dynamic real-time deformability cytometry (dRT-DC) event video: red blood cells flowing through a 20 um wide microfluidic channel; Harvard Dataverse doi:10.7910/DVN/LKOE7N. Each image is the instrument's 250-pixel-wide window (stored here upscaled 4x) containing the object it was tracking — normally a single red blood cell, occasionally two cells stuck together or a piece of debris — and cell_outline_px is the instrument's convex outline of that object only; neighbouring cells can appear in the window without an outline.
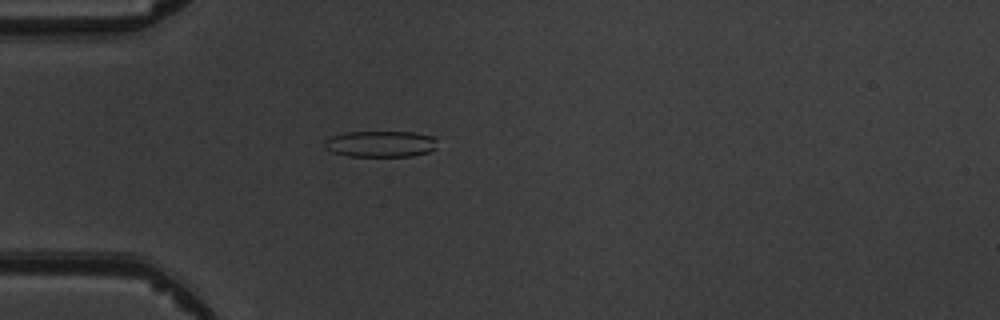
{"species": "common noctule bat (a hibernating species)", "species_latin": "Nyctalus noctula", "temperature_condition": "warm", "stored_images_in_passage": 4, "camera_frame_rate_fps": 3000, "um_per_image_px": 0.085, "animal": {"sex": "male", "body_mass_g": 19.5, "forearm_length_mm": 54.6}, "frame": {"image": 1, "passage_image": 4, "time_ms": 4.333, "image_size_px": [1000, 320], "cell_outline_px": [[436, 148], [428, 152], [412, 156], [348, 156], [332, 152], [324, 148], [324, 140], [332, 136], [344, 132], [412, 132], [436, 136]], "centroid_in_image_um": [32.34, 12.23], "position_along_channel_um": 52.7, "area_um2": 17.4}}